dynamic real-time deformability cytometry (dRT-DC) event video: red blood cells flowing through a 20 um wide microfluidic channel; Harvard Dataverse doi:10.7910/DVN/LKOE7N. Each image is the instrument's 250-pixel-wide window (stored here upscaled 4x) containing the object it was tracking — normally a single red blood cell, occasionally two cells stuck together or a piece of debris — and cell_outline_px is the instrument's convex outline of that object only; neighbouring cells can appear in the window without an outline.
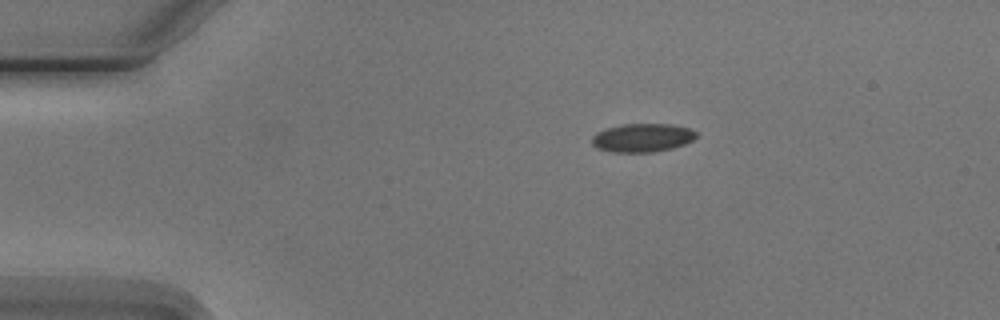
{"species": "Egyptian fruit bat (a non-hibernating species)", "species_latin": "Rousettus aegyptiacus", "temperature_condition": "cold", "stored_images_in_passage": 6, "camera_frame_rate_fps": 3000, "um_per_image_px": 0.085, "animal": {"sex": "male"}, "frame": {"image": 1, "passage_image": 1, "time_ms": 0.0, "image_size_px": [1000, 320], "cell_outline_px": [[696, 136], [692, 140], [684, 144], [652, 152], [612, 152], [596, 148], [592, 144], [592, 136], [596, 132], [620, 124], [672, 124], [688, 128], [696, 132]], "centroid_in_image_um": [54.55, 11.7], "position_along_channel_um": 30.4, "area_um2": 17.17}}
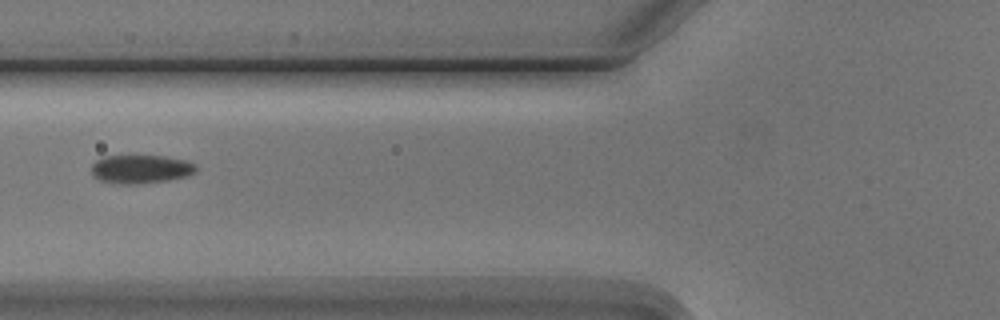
{"frame": {"image": 2, "passage_image": 4, "time_ms": 3.667, "image_size_px": [1000, 320], "cell_outline_px": [[196, 172], [188, 176], [168, 180], [136, 184], [120, 184], [100, 180], [92, 176], [92, 164], [96, 160], [104, 156], [128, 152], [164, 156], [184, 160], [196, 164]], "centroid_in_image_um": [11.93, 14.32], "position_along_channel_um": 113.9, "area_um2": 18.26}}
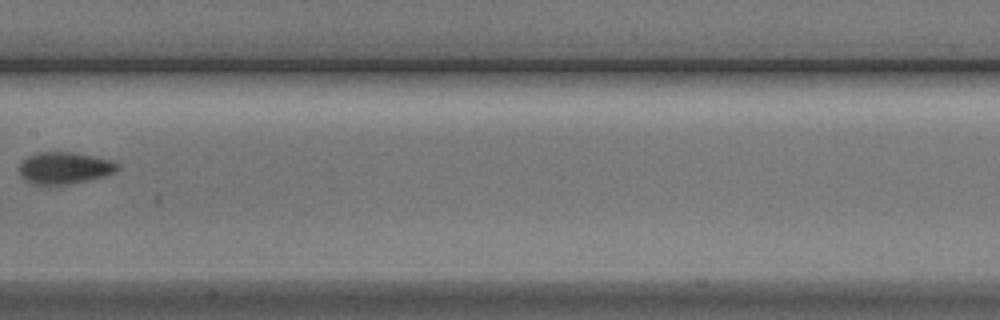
{"frame": {"image": 3, "passage_image": 6, "time_ms": 6.0, "image_size_px": [1000, 320], "cell_outline_px": [[120, 168], [116, 172], [104, 176], [88, 180], [68, 184], [32, 184], [24, 180], [20, 176], [20, 164], [28, 156], [36, 152], [72, 152], [112, 160], [120, 164]], "centroid_in_image_um": [5.5, 14.27], "position_along_channel_um": 201.9, "area_um2": 18.26}}